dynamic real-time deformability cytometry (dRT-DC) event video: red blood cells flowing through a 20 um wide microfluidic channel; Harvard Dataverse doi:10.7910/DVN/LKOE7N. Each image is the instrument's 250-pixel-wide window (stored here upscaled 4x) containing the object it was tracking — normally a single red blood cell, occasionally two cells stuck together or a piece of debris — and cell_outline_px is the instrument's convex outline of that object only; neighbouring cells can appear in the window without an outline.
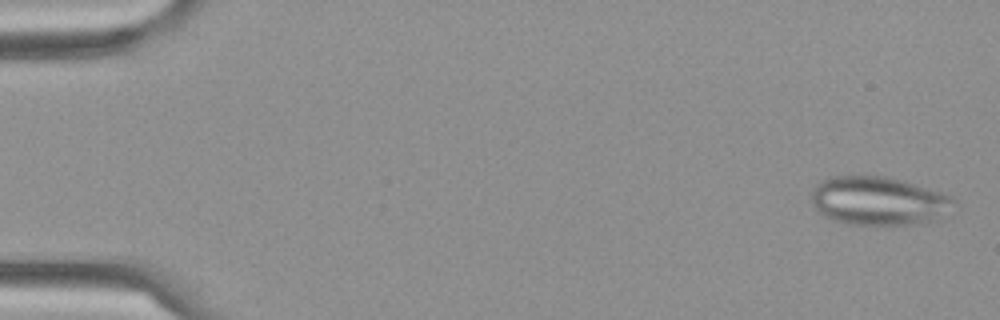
{"species": "Egyptian fruit bat (a non-hibernating species)", "species_latin": "Rousettus aegyptiacus", "temperature_condition": "cold", "stored_images_in_passage": 15, "camera_frame_rate_fps": 3000, "um_per_image_px": 0.085, "frame": {"image": 1, "passage_image": 1, "time_ms": 0.0, "image_size_px": [1000, 320], "cell_outline_px": [[956, 200], [928, 220], [916, 224], [848, 224], [836, 220], [820, 212], [816, 208], [812, 200], [812, 188], [820, 180], [832, 176], [884, 176], [904, 180], [940, 192]], "centroid_in_image_um": [74.55, 17.03], "position_along_channel_um": 10.5, "area_um2": 39.02}}
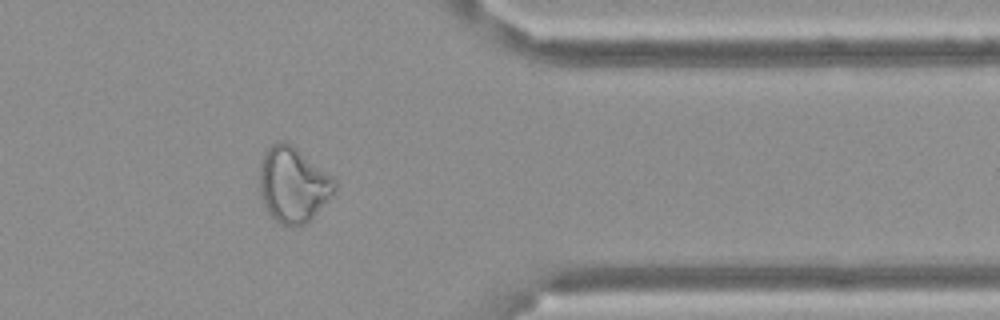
{"frame": {"image": 2, "passage_image": 13, "time_ms": 4.0, "image_size_px": [1000, 320], "cell_outline_px": [[336, 188], [312, 216], [304, 224], [280, 224], [268, 212], [260, 196], [260, 160], [264, 152], [272, 144], [280, 140], [284, 140], [296, 148], [332, 176], [336, 180]], "centroid_in_image_um": [24.87, 15.65], "position_along_channel_um": 386.5, "area_um2": 32.19}}
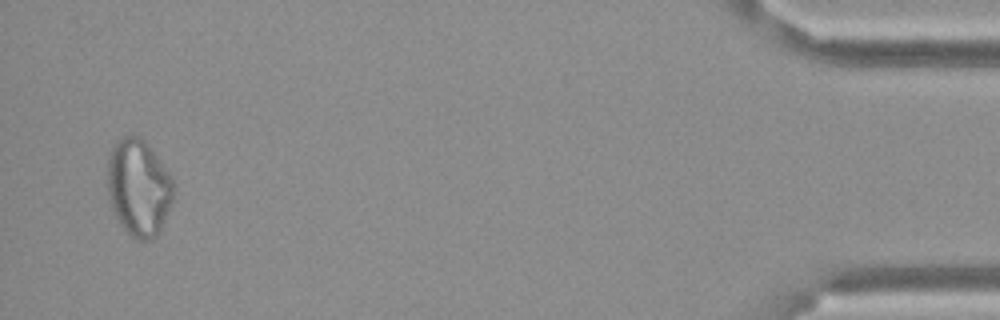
{"frame": {"image": 3, "passage_image": 15, "time_ms": 4.667, "image_size_px": [1000, 320], "cell_outline_px": [[176, 184], [172, 200], [160, 232], [156, 236], [148, 240], [140, 240], [132, 236], [120, 224], [112, 208], [108, 196], [108, 160], [112, 148], [124, 136], [140, 136], [144, 140], [172, 176]], "centroid_in_image_um": [11.81, 15.96], "position_along_channel_um": 423.4, "area_um2": 37.05}}